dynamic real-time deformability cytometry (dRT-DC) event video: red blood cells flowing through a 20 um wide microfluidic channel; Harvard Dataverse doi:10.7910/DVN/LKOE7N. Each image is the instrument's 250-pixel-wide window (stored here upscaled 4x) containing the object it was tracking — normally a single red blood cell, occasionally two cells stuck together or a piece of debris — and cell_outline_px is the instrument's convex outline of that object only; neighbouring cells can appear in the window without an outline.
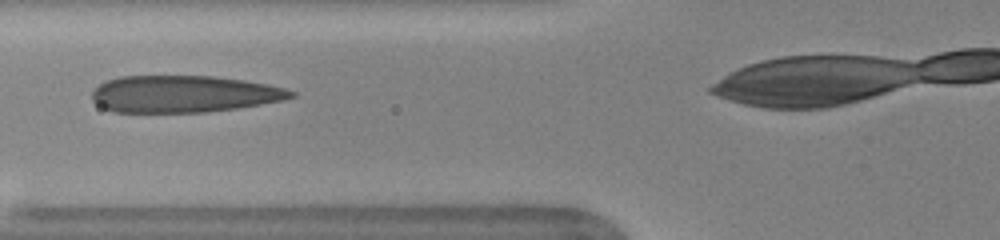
{"species": "human", "species_latin": "Homo sapiens", "temperature_condition": "warm", "stored_images_in_passage": 13, "camera_frame_rate_fps": 3000, "um_per_image_px": 0.085, "donor": {"sex": "female"}, "frame": {"image": 1, "passage_image": 10, "time_ms": 3.0, "image_size_px": [1000, 240], "cell_outline_px": [[296, 96], [284, 100], [236, 108], [208, 112], [112, 112], [96, 104], [92, 100], [92, 92], [100, 84], [108, 80], [120, 76], [212, 76], [244, 80], [284, 88], [296, 92]], "centroid_in_image_um": [15.61, 7.99], "position_along_channel_um": 110.2, "area_um2": 42.71}}